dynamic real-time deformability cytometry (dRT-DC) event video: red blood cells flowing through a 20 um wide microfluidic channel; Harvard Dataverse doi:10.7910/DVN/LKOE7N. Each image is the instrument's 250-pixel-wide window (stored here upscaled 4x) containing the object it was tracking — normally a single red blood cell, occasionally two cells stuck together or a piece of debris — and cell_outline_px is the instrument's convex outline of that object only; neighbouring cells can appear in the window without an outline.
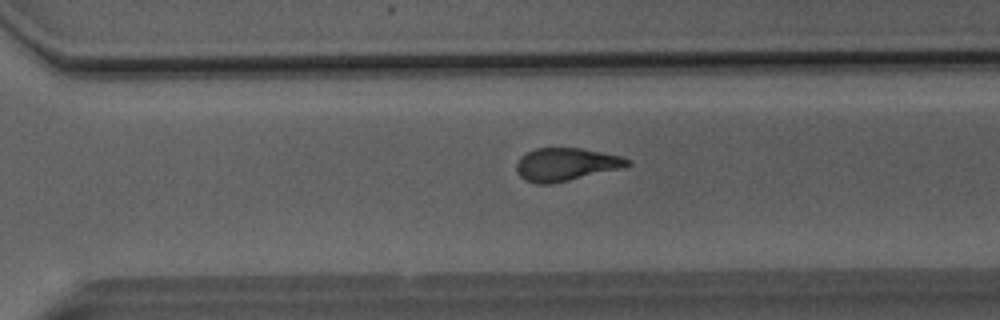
{"species": "Egyptian fruit bat (a non-hibernating species)", "species_latin": "Rousettus aegyptiacus", "temperature_condition": "room temperature", "stored_images_in_passage": 50, "camera_frame_rate_fps": 3000, "um_per_image_px": 0.085, "animal": {"sex": "male"}, "frame": {"image": 1, "passage_image": 35, "time_ms": 11.333, "image_size_px": [1000, 320], "cell_outline_px": [[632, 164], [620, 168], [552, 184], [536, 184], [524, 180], [520, 176], [516, 168], [516, 164], [520, 156], [536, 148], [580, 148], [620, 156], [632, 160]], "centroid_in_image_um": [48.08, 13.98], "position_along_channel_um": 322.5, "area_um2": 21.15}}
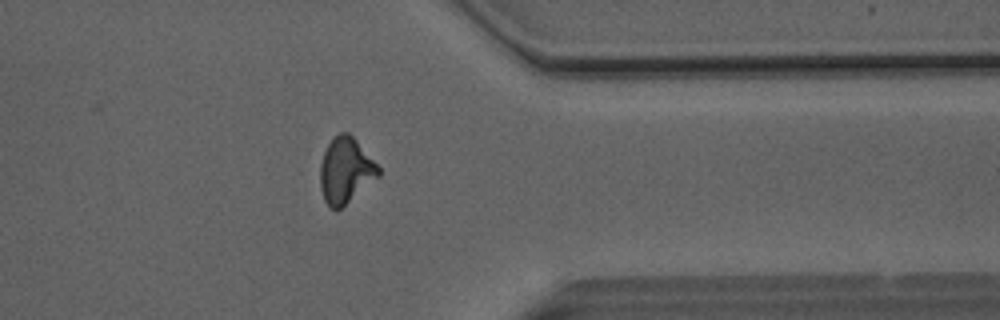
{"frame": {"image": 2, "passage_image": 40, "time_ms": 13.0, "image_size_px": [1000, 320], "cell_outline_px": [[380, 176], [336, 212], [328, 208], [324, 200], [320, 188], [320, 164], [324, 152], [328, 144], [340, 132], [348, 132], [356, 140], [380, 168]], "centroid_in_image_um": [29.36, 14.54], "position_along_channel_um": 382.0, "area_um2": 22.31}}
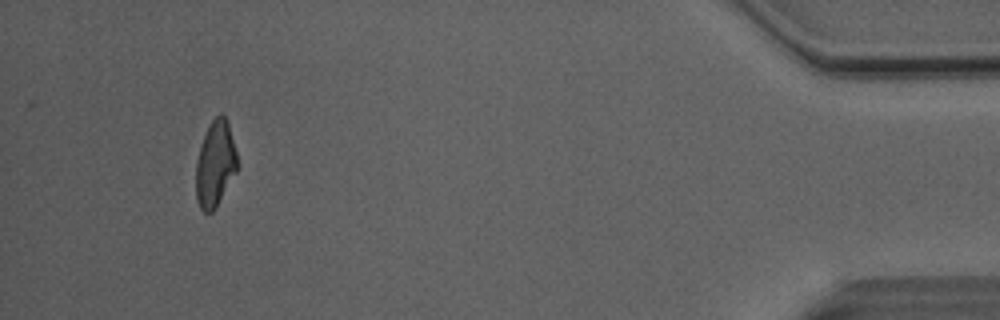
{"frame": {"image": 3, "passage_image": 47, "time_ms": 15.333, "image_size_px": [1000, 320], "cell_outline_px": [[240, 164], [236, 172], [216, 208], [212, 212], [204, 212], [200, 208], [196, 200], [196, 160], [204, 136], [212, 120], [220, 112], [224, 116], [228, 124]], "centroid_in_image_um": [18.3, 13.97], "position_along_channel_um": 416.9, "area_um2": 20.69}, "authors_computed_cell_mechanics": {"area_um2": 22.1085, "velocity_mm_per_s": 4.1164, "shape_relaxation_time_tau1_ms": 9.661, "shape_relaxation_time_tau2_ms": 2.0385, "deformation_change_tau1": 0.264, "deformation_change_tau2": 0.0964}}